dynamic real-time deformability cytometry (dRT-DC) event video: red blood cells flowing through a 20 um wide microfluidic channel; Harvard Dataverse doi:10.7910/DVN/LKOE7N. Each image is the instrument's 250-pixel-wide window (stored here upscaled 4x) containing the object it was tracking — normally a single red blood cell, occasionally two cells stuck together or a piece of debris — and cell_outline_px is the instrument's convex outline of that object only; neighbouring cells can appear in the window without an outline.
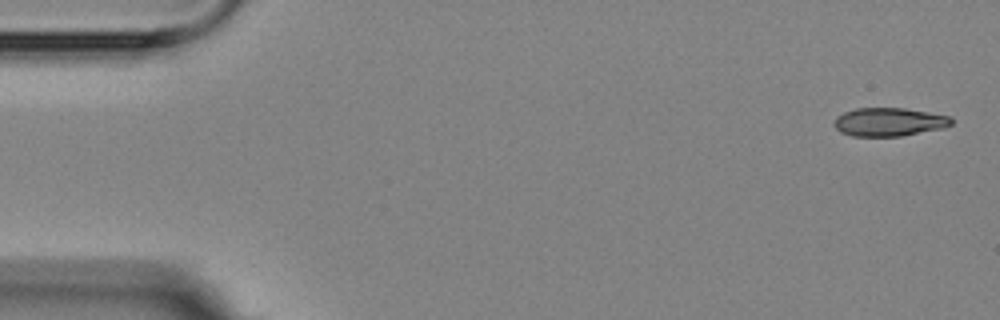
{"species": "Egyptian fruit bat (a non-hibernating species)", "species_latin": "Rousettus aegyptiacus", "temperature_condition": "room temperature", "stored_images_in_passage": 4, "camera_frame_rate_fps": 3000, "um_per_image_px": 0.085, "animal": {"sex": "female"}, "frame": {"image": 1, "passage_image": 1, "time_ms": 0.0, "image_size_px": [1000, 320], "cell_outline_px": [[952, 124], [944, 128], [900, 136], [852, 136], [840, 132], [832, 124], [836, 116], [844, 112], [856, 108], [904, 108], [952, 116]], "centroid_in_image_um": [75.56, 10.36], "position_along_channel_um": 9.4, "area_um2": 19.54}}
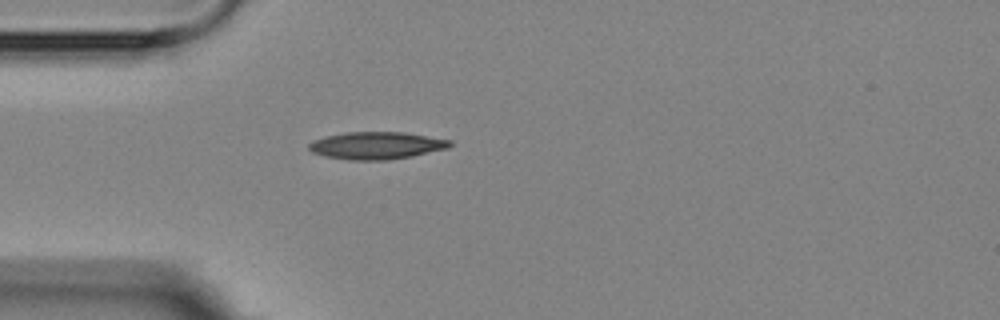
{"frame": {"image": 2, "passage_image": 4, "time_ms": 4.333, "image_size_px": [1000, 320], "cell_outline_px": [[452, 144], [448, 148], [412, 156], [388, 160], [348, 160], [324, 156], [312, 152], [308, 148], [308, 144], [312, 140], [324, 136], [344, 132], [404, 132], [452, 140]], "centroid_in_image_um": [31.97, 12.36], "position_along_channel_um": 53.0, "area_um2": 22.66}}